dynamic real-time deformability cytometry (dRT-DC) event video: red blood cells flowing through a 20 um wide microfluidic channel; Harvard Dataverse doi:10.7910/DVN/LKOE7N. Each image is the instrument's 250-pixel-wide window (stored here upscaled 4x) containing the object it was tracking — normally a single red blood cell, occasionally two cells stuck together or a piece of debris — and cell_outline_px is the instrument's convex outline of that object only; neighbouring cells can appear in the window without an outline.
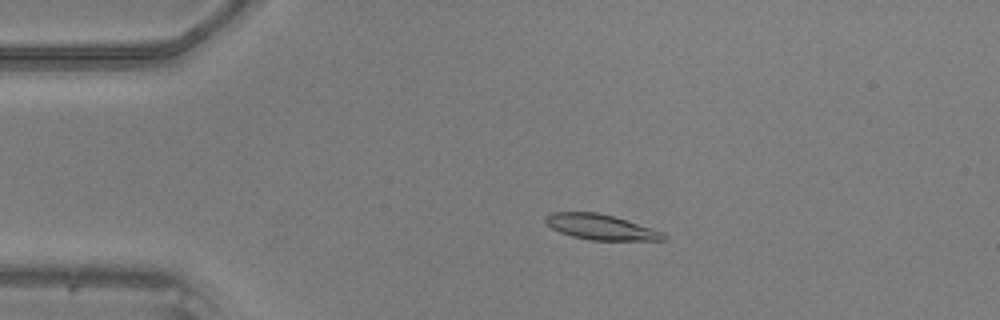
{"species": "common noctule bat (a hibernating species)", "species_latin": "Nyctalus noctula", "temperature_condition": "warm", "stored_images_in_passage": 48, "camera_frame_rate_fps": 3000, "um_per_image_px": 0.085, "animal": {"sex": "male", "body_mass_g": 20.5, "forearm_length_mm": 52.5}, "frame": {"image": 1, "passage_image": 9, "time_ms": 2.667, "image_size_px": [1000, 320], "cell_outline_px": [[668, 240], [592, 240], [572, 236], [560, 232], [552, 228], [544, 220], [544, 216], [552, 212], [596, 212], [612, 216], [652, 228], [664, 232], [668, 236]], "centroid_in_image_um": [51.08, 19.3], "position_along_channel_um": 33.9, "area_um2": 17.34}}
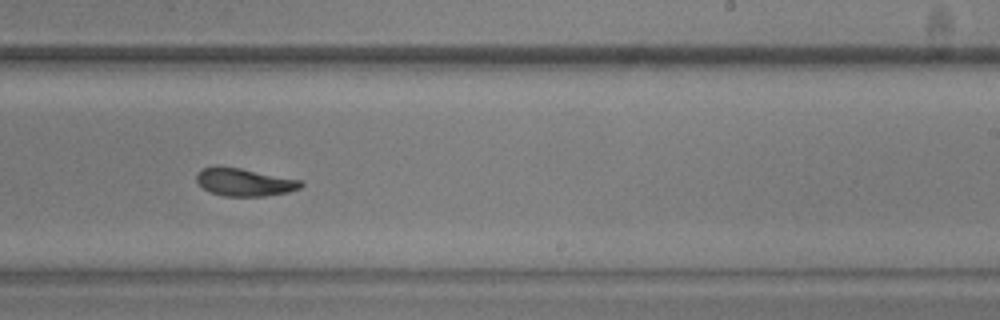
{"frame": {"image": 2, "passage_image": 29, "time_ms": 9.333, "image_size_px": [1000, 320], "cell_outline_px": [[304, 184], [300, 188], [288, 192], [264, 196], [224, 196], [212, 192], [204, 188], [196, 180], [196, 172], [200, 168], [216, 164], [240, 168], [300, 180]], "centroid_in_image_um": [20.71, 15.45], "position_along_channel_um": 268.3, "area_um2": 16.99}}
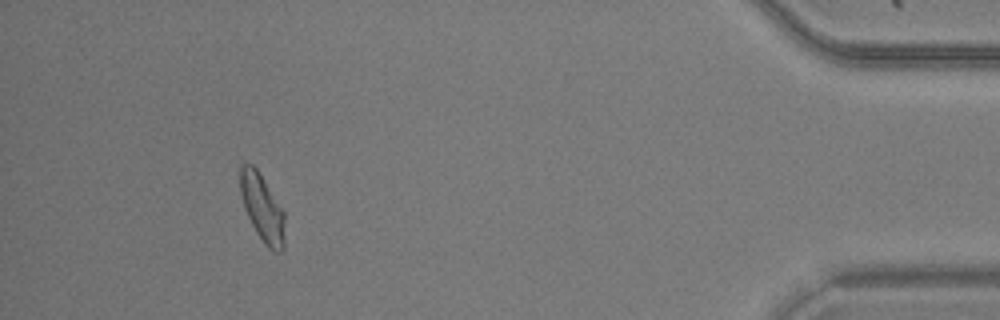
{"frame": {"image": 3, "passage_image": 44, "time_ms": 14.333, "image_size_px": [1000, 320], "cell_outline_px": [[284, 248], [280, 252], [272, 252], [268, 248], [256, 232], [244, 208], [240, 192], [240, 164], [252, 164], [256, 168], [284, 212]], "centroid_in_image_um": [22.28, 17.7], "position_along_channel_um": 412.9, "area_um2": 17.22}}